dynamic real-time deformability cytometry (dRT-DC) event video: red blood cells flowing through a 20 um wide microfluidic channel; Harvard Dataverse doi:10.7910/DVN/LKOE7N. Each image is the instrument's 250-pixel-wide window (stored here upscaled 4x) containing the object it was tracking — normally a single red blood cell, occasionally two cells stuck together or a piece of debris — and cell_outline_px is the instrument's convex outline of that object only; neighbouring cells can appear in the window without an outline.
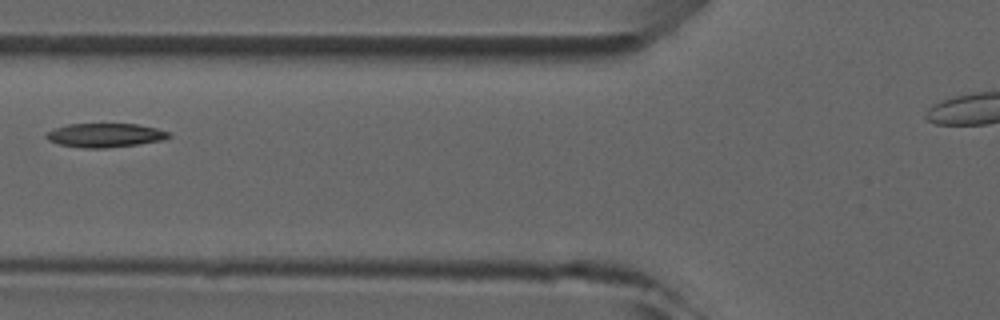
{"species": "common noctule bat (a hibernating species)", "species_latin": "Nyctalus noctula", "temperature_condition": "room temperature", "stored_images_in_passage": 7, "segment_of_instrument_passage": [1, 2], "camera_frame_rate_fps": 3000, "um_per_image_px": 0.085, "animal": {"sex": "male", "forearm_length_mm": 52.5}, "frame": {"image": 1, "passage_image": 6, "time_ms": 5.667, "image_size_px": [1000, 320], "cell_outline_px": [[172, 136], [164, 140], [140, 144], [108, 148], [84, 148], [60, 144], [48, 140], [44, 136], [48, 132], [56, 128], [68, 124], [136, 124], [156, 128], [168, 132]], "centroid_in_image_um": [8.96, 11.5], "position_along_channel_um": 116.8, "area_um2": 17.05}}